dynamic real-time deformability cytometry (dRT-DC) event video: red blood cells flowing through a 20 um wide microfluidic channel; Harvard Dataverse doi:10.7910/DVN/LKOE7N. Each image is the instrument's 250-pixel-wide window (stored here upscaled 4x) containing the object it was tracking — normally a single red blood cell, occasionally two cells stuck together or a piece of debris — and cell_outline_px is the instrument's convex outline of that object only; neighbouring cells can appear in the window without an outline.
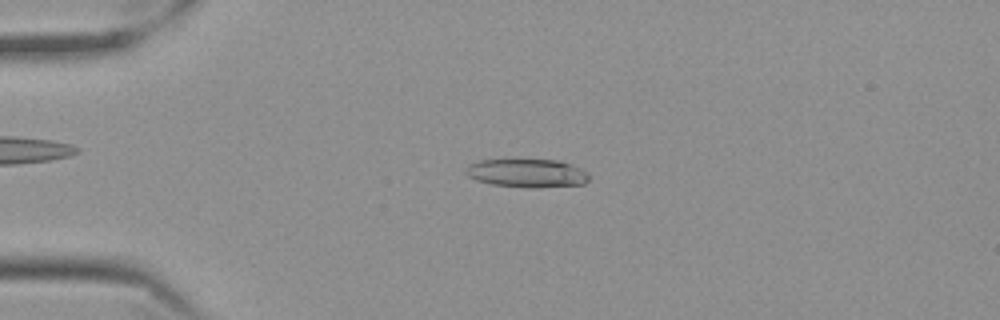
{"species": "Egyptian fruit bat (a non-hibernating species)", "species_latin": "Rousettus aegyptiacus", "temperature_condition": "cold", "stored_images_in_passage": 11, "camera_frame_rate_fps": 3000, "um_per_image_px": 0.085, "frame": {"image": 1, "passage_image": 4, "time_ms": 1.0, "image_size_px": [1000, 320], "cell_outline_px": [[588, 180], [584, 184], [532, 188], [492, 184], [476, 180], [468, 176], [464, 172], [468, 164], [476, 160], [560, 160], [572, 164], [588, 172]], "centroid_in_image_um": [44.79, 14.71], "position_along_channel_um": 40.2, "area_um2": 20.46}}
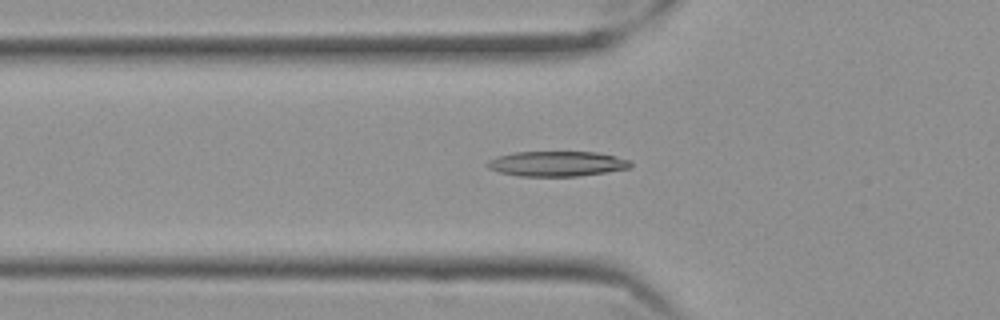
{"frame": {"image": 2, "passage_image": 10, "time_ms": 3.0, "image_size_px": [1000, 320], "cell_outline_px": [[632, 164], [628, 168], [604, 172], [576, 176], [520, 176], [500, 172], [488, 168], [488, 160], [512, 152], [596, 152], [628, 160]], "centroid_in_image_um": [47.3, 13.91], "position_along_channel_um": 78.5, "area_um2": 20.52}}